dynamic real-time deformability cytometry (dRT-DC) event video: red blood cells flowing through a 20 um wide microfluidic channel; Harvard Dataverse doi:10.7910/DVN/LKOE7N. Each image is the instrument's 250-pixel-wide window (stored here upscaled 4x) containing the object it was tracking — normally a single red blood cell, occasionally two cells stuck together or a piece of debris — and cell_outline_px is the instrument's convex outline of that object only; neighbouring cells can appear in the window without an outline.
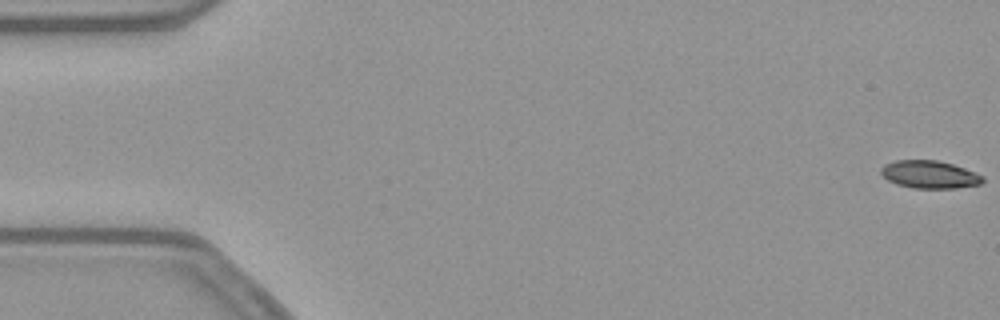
{"species": "common noctule bat (a hibernating species)", "species_latin": "Nyctalus noctula", "temperature_condition": "warm", "stored_images_in_passage": 44, "camera_frame_rate_fps": 3000, "um_per_image_px": 0.085, "animal": {"sex": "female", "body_mass_g": 21.9}, "frame": {"image": 1, "passage_image": 1, "time_ms": 0.0, "image_size_px": [1000, 320], "cell_outline_px": [[984, 180], [980, 184], [956, 188], [912, 188], [896, 184], [888, 180], [880, 172], [880, 168], [884, 164], [896, 160], [936, 160], [952, 164], [964, 168], [984, 176]], "centroid_in_image_um": [78.99, 14.83], "position_along_channel_um": 6.0, "area_um2": 16.42}}
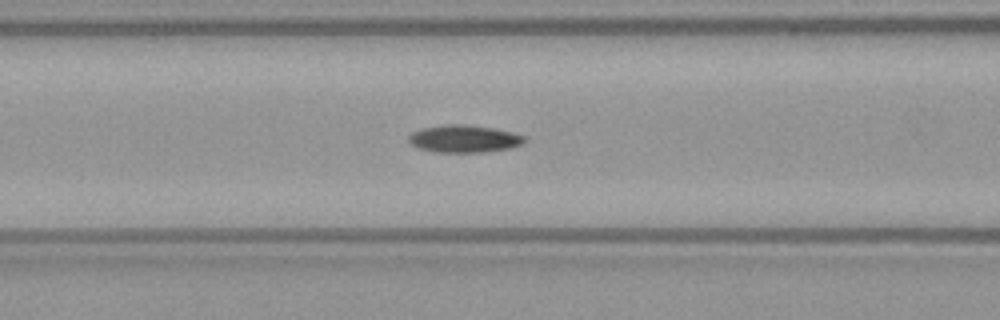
{"frame": {"image": 2, "passage_image": 22, "time_ms": 7.0, "image_size_px": [1000, 320], "cell_outline_px": [[528, 140], [524, 144], [512, 148], [484, 152], [436, 152], [420, 148], [412, 144], [408, 140], [408, 136], [412, 132], [424, 128], [448, 124], [464, 124], [492, 128], [512, 132], [524, 136]], "centroid_in_image_um": [39.5, 11.8], "position_along_channel_um": 127.1, "area_um2": 18.5}}
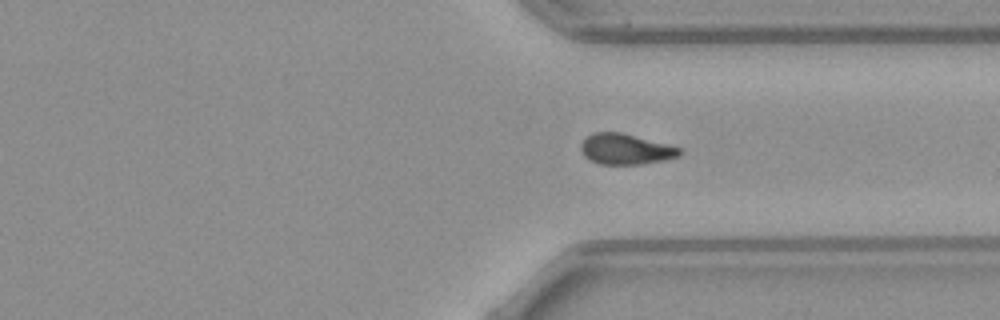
{"frame": {"image": 3, "passage_image": 40, "time_ms": 13.0, "image_size_px": [1000, 320], "cell_outline_px": [[684, 152], [680, 156], [664, 160], [640, 164], [600, 164], [588, 160], [584, 156], [580, 148], [580, 144], [592, 132], [620, 132], [680, 148]], "centroid_in_image_um": [53.15, 12.68], "position_along_channel_um": 358.2, "area_um2": 17.51}}